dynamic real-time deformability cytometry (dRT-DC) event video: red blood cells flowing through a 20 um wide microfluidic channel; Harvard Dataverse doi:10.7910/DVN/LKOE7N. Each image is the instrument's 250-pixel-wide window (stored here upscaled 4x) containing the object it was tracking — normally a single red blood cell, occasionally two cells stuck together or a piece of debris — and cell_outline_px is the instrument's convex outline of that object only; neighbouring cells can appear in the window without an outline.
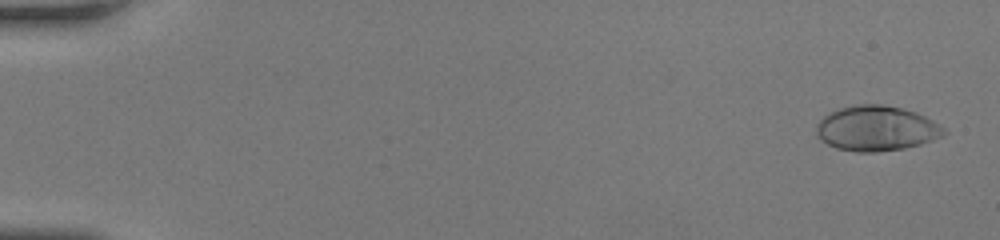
{"species": "human", "species_latin": "Homo sapiens", "temperature_condition": "room temperature", "stored_images_in_passage": 51, "camera_frame_rate_fps": 3000, "um_per_image_px": 0.085, "donor": {"sex": "female"}, "frame": {"image": 1, "passage_image": 2, "time_ms": 0.333, "image_size_px": [1000, 240], "cell_outline_px": [[948, 132], [944, 136], [920, 144], [904, 148], [876, 152], [856, 152], [836, 148], [820, 140], [816, 136], [816, 124], [828, 112], [840, 108], [856, 104], [880, 104], [900, 108], [916, 112], [932, 120], [944, 128]], "centroid_in_image_um": [74.47, 10.92], "position_along_channel_um": 10.5, "area_um2": 33.64}}
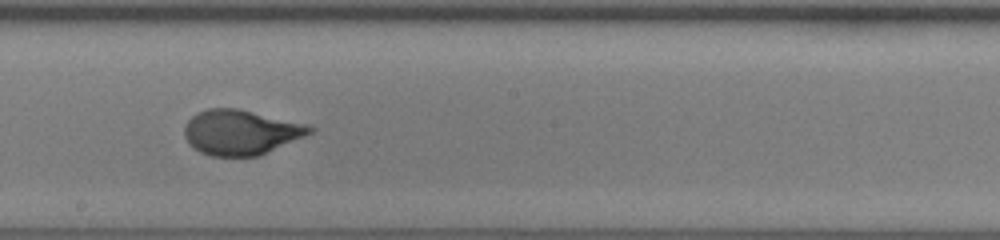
{"frame": {"image": 2, "passage_image": 30, "time_ms": 9.667, "image_size_px": [1000, 240], "cell_outline_px": [[316, 128], [312, 132], [304, 136], [256, 156], [212, 156], [200, 152], [188, 144], [184, 136], [184, 124], [192, 116], [208, 108], [236, 108], [308, 124]], "centroid_in_image_um": [20.43, 11.23], "position_along_channel_um": 227.8, "area_um2": 32.6}}
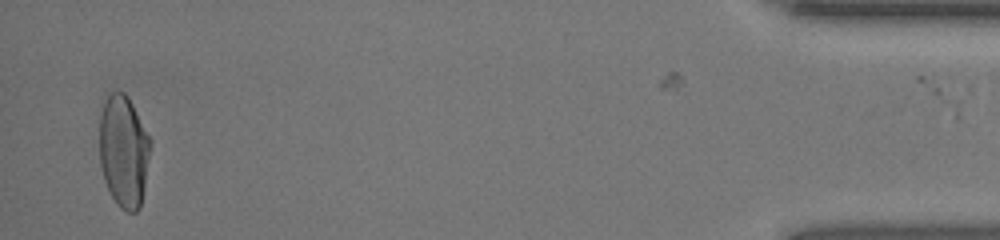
{"frame": {"image": 3, "passage_image": 50, "time_ms": 16.333, "image_size_px": [1000, 240], "cell_outline_px": [[152, 144], [144, 188], [140, 208], [136, 212], [128, 212], [120, 208], [116, 204], [104, 180], [100, 164], [100, 112], [104, 100], [112, 92], [124, 92], [128, 96], [152, 140]], "centroid_in_image_um": [10.53, 12.85], "position_along_channel_um": 424.7, "area_um2": 33.58}}